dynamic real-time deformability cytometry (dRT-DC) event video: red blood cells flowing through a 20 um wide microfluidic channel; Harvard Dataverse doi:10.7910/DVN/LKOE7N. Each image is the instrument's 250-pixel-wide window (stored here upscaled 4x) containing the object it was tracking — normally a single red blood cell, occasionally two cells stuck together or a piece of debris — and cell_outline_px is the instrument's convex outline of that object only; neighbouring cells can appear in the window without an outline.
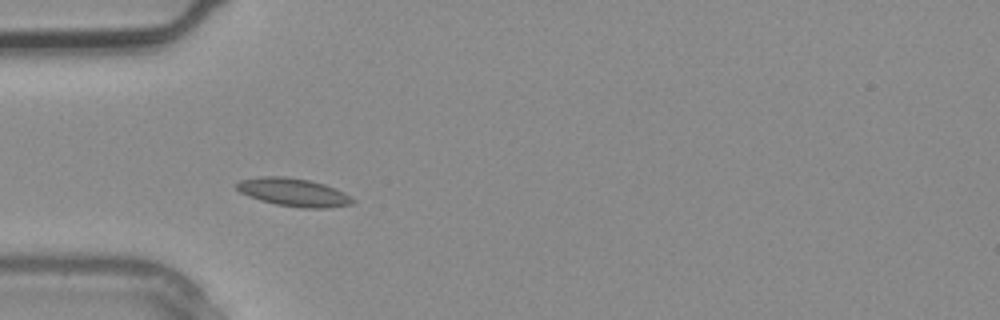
{"species": "common noctule bat (a hibernating species)", "species_latin": "Nyctalus noctula", "temperature_condition": "warm", "stored_images_in_passage": 2, "camera_frame_rate_fps": 3000, "um_per_image_px": 0.085, "animal": {"sex": "male", "body_mass_g": 20.4}, "frame": {"image": 1, "passage_image": 2, "time_ms": 0.333, "image_size_px": [1000, 320], "cell_outline_px": [[356, 200], [352, 204], [328, 208], [304, 208], [276, 204], [260, 200], [248, 196], [240, 192], [236, 188], [236, 184], [240, 180], [260, 176], [288, 176], [308, 180], [324, 184], [344, 192]], "centroid_in_image_um": [24.95, 16.34], "position_along_channel_um": 60.1, "area_um2": 19.02}}